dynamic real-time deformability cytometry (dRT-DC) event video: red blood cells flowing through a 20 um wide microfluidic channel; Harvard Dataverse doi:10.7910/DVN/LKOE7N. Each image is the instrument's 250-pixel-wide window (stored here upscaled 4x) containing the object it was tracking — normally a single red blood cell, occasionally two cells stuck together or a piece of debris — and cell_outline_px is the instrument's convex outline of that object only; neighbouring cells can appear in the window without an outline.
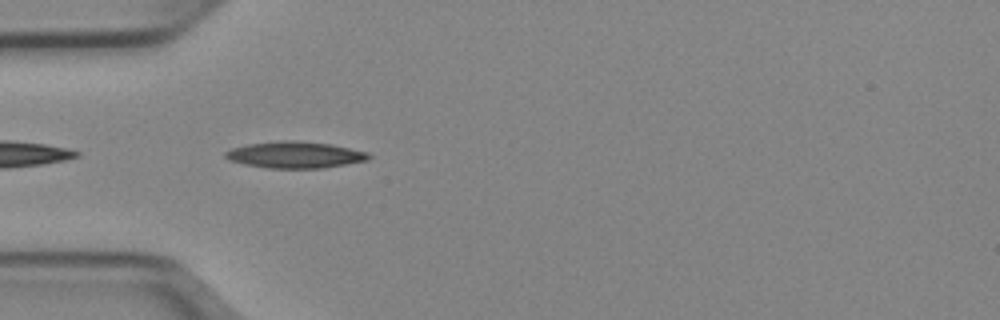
{"species": "Egyptian fruit bat (a non-hibernating species)", "species_latin": "Rousettus aegyptiacus", "temperature_condition": "cold", "stored_images_in_passage": 7, "camera_frame_rate_fps": 3000, "um_per_image_px": 0.085, "animal": {"sex": "female"}, "frame": {"image": 1, "passage_image": 2, "time_ms": 0.333, "image_size_px": [1000, 320], "cell_outline_px": [[372, 156], [368, 160], [324, 168], [268, 168], [244, 164], [228, 160], [224, 156], [224, 152], [232, 148], [248, 144], [280, 140], [296, 140], [332, 144], [368, 152]], "centroid_in_image_um": [25.08, 13.15], "position_along_channel_um": 59.9, "area_um2": 22.31}}